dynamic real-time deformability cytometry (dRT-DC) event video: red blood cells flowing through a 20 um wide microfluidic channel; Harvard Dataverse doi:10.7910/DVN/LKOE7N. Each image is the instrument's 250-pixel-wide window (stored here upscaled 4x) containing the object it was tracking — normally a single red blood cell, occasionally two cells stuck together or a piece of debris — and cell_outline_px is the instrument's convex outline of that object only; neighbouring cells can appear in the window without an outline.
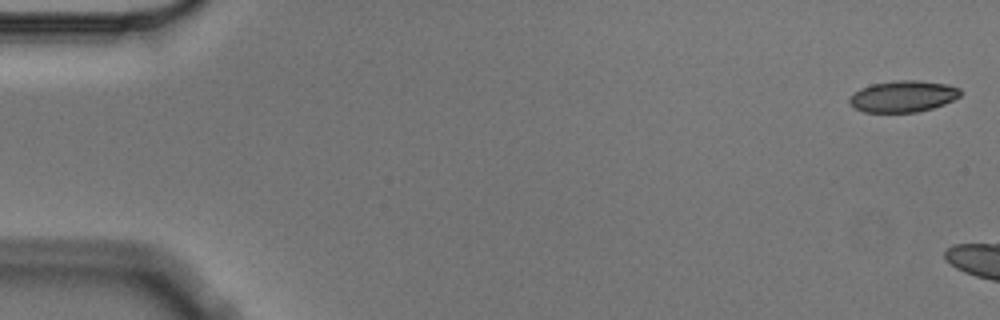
{"species": "Egyptian fruit bat (a non-hibernating species)", "species_latin": "Rousettus aegyptiacus", "temperature_condition": "cold", "stored_images_in_passage": 3, "camera_frame_rate_fps": 3000, "um_per_image_px": 0.085, "animal": {"sex": "male"}, "frame": {"image": 1, "passage_image": 1, "time_ms": 0.0, "image_size_px": [1000, 320], "cell_outline_px": [[960, 96], [944, 104], [932, 108], [916, 112], [864, 112], [848, 104], [848, 100], [860, 88], [872, 84], [892, 80], [920, 80], [948, 84], [960, 88]], "centroid_in_image_um": [76.76, 8.18], "position_along_channel_um": 8.2, "area_um2": 20.35}}